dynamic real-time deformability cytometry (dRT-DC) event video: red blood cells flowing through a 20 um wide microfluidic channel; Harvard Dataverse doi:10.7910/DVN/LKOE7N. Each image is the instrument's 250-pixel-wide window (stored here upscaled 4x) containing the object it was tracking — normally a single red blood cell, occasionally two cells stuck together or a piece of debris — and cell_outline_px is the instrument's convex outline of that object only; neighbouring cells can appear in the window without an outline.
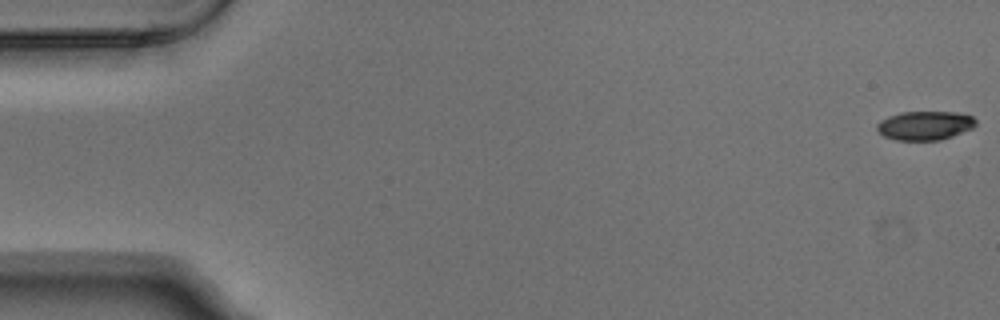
{"species": "Egyptian fruit bat (a non-hibernating species)", "species_latin": "Rousettus aegyptiacus", "temperature_condition": "warm", "stored_images_in_passage": 5, "camera_frame_rate_fps": 3000, "um_per_image_px": 0.085, "animal": {"sex": "male"}, "frame": {"image": 1, "passage_image": 1, "time_ms": 0.0, "image_size_px": [1000, 320], "cell_outline_px": [[976, 124], [972, 128], [952, 136], [940, 140], [896, 140], [884, 136], [876, 128], [876, 124], [880, 120], [888, 116], [900, 112], [956, 112], [972, 116], [976, 120]], "centroid_in_image_um": [78.6, 10.66], "position_along_channel_um": 6.4, "area_um2": 16.65}}
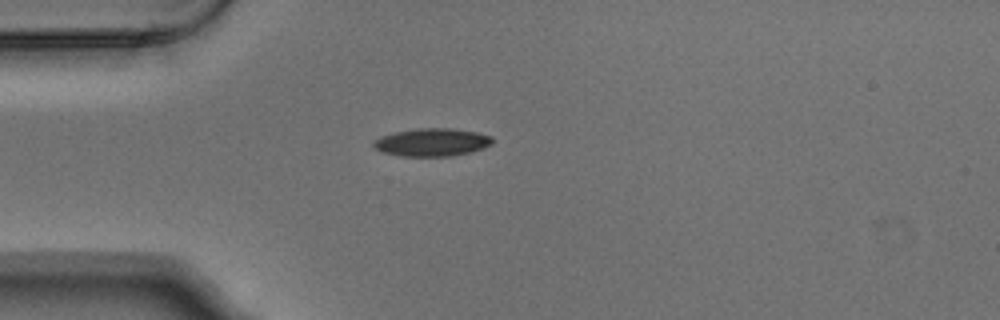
{"frame": {"image": 2, "passage_image": 4, "time_ms": 1.0, "image_size_px": [1000, 320], "cell_outline_px": [[492, 144], [472, 152], [452, 156], [400, 156], [384, 152], [376, 148], [372, 144], [380, 136], [396, 132], [416, 128], [448, 128], [476, 132], [492, 136]], "centroid_in_image_um": [36.74, 12.09], "position_along_channel_um": 48.3, "area_um2": 19.19}}